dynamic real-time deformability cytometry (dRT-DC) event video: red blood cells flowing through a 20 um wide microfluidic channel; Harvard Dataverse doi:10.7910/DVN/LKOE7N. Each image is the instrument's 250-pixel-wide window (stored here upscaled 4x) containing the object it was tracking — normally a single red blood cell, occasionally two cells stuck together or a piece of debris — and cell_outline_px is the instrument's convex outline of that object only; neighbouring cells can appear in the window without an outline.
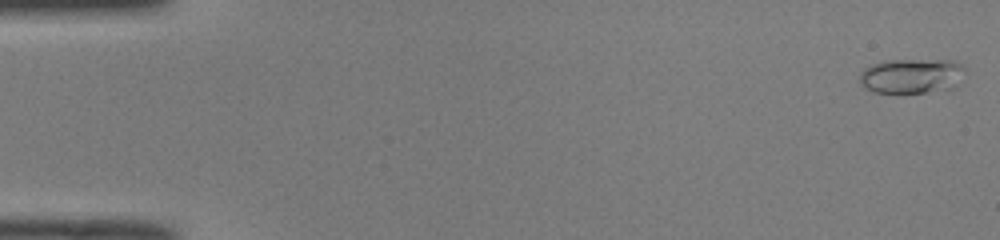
{"species": "common noctule bat (a hibernating species)", "species_latin": "Nyctalus noctula", "temperature_condition": "room temperature", "stored_images_in_passage": 51, "camera_frame_rate_fps": 3000, "um_per_image_px": 0.085, "animal": {"sex": "male", "body_mass_g": 19.0, "forearm_length_mm": 50.8}, "frame": {"image": 1, "passage_image": 1, "time_ms": 0.0, "image_size_px": [1000, 240], "cell_outline_px": [[968, 72], [952, 88], [928, 92], [872, 92], [864, 88], [860, 84], [860, 72], [868, 64], [884, 60], [952, 60], [960, 64]], "centroid_in_image_um": [77.46, 6.44], "position_along_channel_um": 7.5, "area_um2": 21.68}}
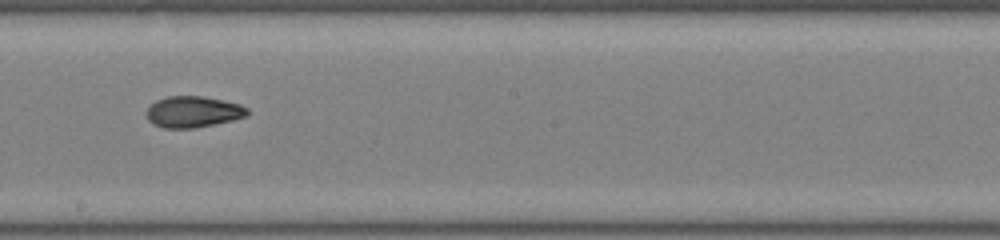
{"frame": {"image": 2, "passage_image": 29, "time_ms": 9.333, "image_size_px": [1000, 240], "cell_outline_px": [[248, 116], [232, 120], [196, 128], [164, 128], [152, 124], [148, 120], [144, 112], [156, 100], [168, 96], [200, 96], [224, 100], [240, 104], [248, 108]], "centroid_in_image_um": [16.4, 9.51], "position_along_channel_um": 231.8, "area_um2": 18.5}}
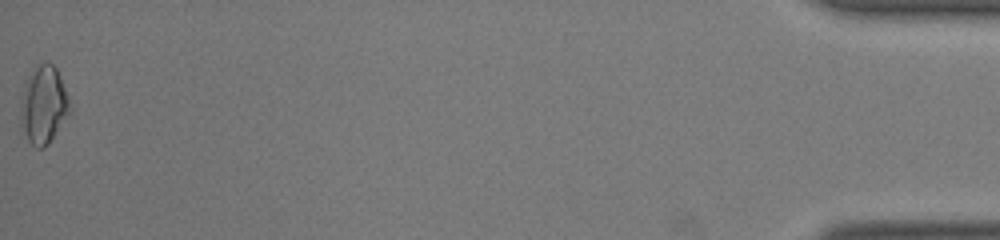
{"frame": {"image": 3, "passage_image": 51, "time_ms": 16.667, "image_size_px": [1000, 240], "cell_outline_px": [[76, 108], [48, 144], [44, 148], [36, 148], [28, 140], [20, 124], [20, 100], [24, 84], [28, 76], [40, 64], [48, 60], [56, 68]], "centroid_in_image_um": [3.77, 8.93], "position_along_channel_um": 431.4, "area_um2": 23.18}, "authors_computed_cell_mechanics": {"area_um2": 18.6116, "velocity_mm_per_s": 4.0206, "shape_relaxation_time_tau1_ms": null, "shape_relaxation_time_tau2_ms": 2.2077, "deformation_change_tau1": null, "deformation_change_tau2": 0.0697}}